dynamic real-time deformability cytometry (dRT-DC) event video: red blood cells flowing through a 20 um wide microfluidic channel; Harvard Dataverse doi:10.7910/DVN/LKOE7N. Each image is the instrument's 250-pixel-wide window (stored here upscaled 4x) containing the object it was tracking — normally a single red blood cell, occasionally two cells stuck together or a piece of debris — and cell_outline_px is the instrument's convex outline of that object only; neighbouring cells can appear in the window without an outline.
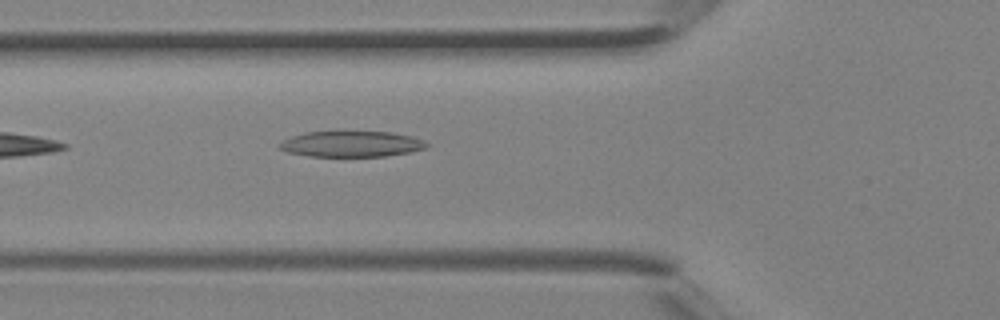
{"species": "Egyptian fruit bat (a non-hibernating species)", "species_latin": "Rousettus aegyptiacus", "temperature_condition": "room temperature", "stored_images_in_passage": 5, "segment_of_instrument_passage": [1, 2], "camera_frame_rate_fps": 3000, "um_per_image_px": 0.085, "animal": {"sex": "female"}, "frame": {"image": 1, "passage_image": 4, "time_ms": 1.0, "image_size_px": [1000, 320], "cell_outline_px": [[432, 144], [424, 148], [412, 152], [384, 156], [308, 156], [288, 152], [280, 148], [280, 144], [284, 140], [292, 136], [304, 132], [336, 128], [340, 128], [388, 132], [412, 136], [424, 140]], "centroid_in_image_um": [29.89, 12.18], "position_along_channel_um": 95.9, "area_um2": 23.24}}